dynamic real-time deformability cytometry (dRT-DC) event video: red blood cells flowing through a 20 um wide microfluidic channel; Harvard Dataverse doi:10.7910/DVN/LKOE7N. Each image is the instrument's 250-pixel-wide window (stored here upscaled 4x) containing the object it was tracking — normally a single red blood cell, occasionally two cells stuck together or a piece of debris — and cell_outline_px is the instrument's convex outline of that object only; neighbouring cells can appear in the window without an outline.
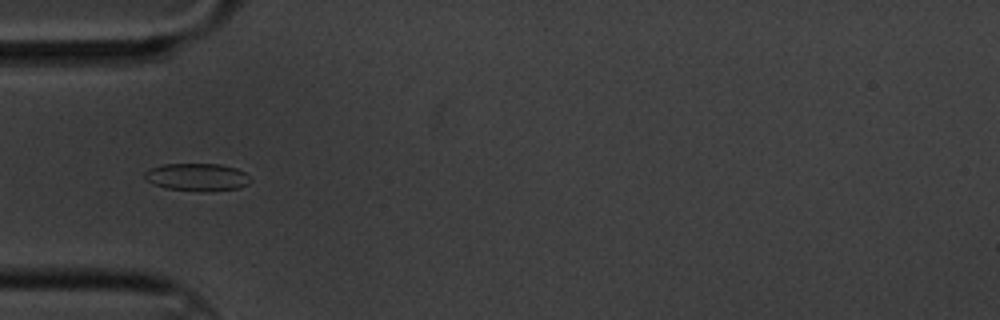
{"species": "common noctule bat (a hibernating species)", "species_latin": "Nyctalus noctula", "temperature_condition": "cold", "stored_images_in_passage": 3, "camera_frame_rate_fps": 3000, "um_per_image_px": 0.085, "animal": {"sex": "male", "body_mass_g": 20.1, "forearm_length_mm": 53.5}, "frame": {"image": 1, "passage_image": 3, "time_ms": 0.667, "image_size_px": [1000, 320], "cell_outline_px": [[252, 180], [248, 184], [236, 188], [200, 192], [164, 188], [152, 184], [144, 180], [144, 172], [148, 168], [164, 164], [220, 164], [236, 168], [244, 172]], "centroid_in_image_um": [16.69, 15.05], "position_along_channel_um": 68.3, "area_um2": 17.22}}